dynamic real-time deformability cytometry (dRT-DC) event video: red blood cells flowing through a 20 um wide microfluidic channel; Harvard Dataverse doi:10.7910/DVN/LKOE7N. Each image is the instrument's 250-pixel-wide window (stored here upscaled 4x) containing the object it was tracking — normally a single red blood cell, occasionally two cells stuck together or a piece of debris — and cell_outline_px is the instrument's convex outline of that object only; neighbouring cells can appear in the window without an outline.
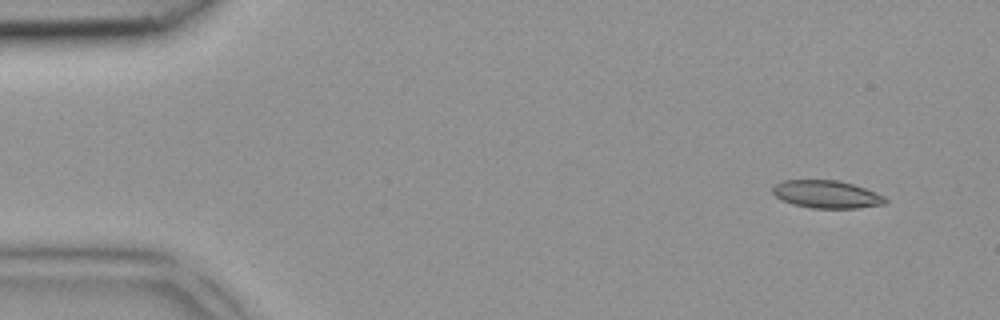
{"species": "common noctule bat (a hibernating species)", "species_latin": "Nyctalus noctula", "temperature_condition": "room temperature", "stored_images_in_passage": 4, "camera_frame_rate_fps": 3000, "um_per_image_px": 0.085, "animal": {"sex": "female", "body_mass_g": 18.4}, "frame": {"image": 1, "passage_image": 1, "time_ms": 0.0, "image_size_px": [1000, 320], "cell_outline_px": [[888, 200], [884, 204], [856, 208], [812, 208], [792, 204], [780, 200], [772, 192], [772, 188], [776, 184], [784, 180], [836, 180], [852, 184], [876, 192], [884, 196]], "centroid_in_image_um": [70.24, 16.52], "position_along_channel_um": 14.8, "area_um2": 18.15}}